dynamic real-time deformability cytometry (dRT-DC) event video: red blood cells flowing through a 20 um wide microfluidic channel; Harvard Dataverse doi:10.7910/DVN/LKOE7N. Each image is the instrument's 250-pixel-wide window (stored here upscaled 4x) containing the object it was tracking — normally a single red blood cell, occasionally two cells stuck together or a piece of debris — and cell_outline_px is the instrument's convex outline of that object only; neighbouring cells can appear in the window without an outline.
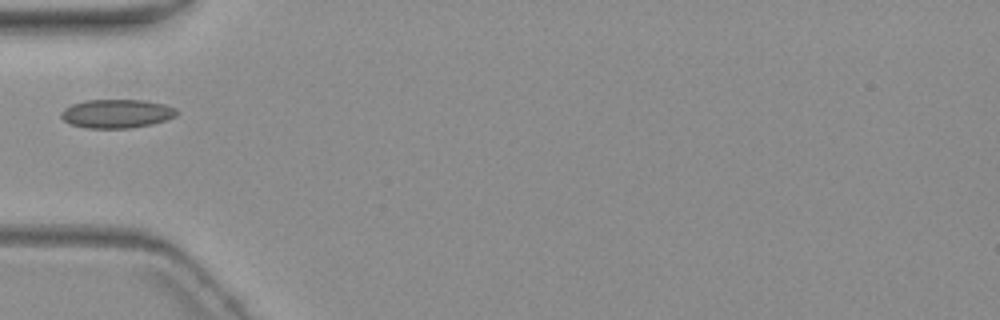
{"species": "common noctule bat (a hibernating species)", "species_latin": "Nyctalus noctula", "temperature_condition": "warm", "stored_images_in_passage": 1, "camera_frame_rate_fps": 3000, "um_per_image_px": 0.085, "animal": {"sex": "female", "body_mass_g": 19.3, "forearm_length_mm": 54.1}, "frame": {"image": 1, "passage_image": 1, "time_ms": 0.0, "image_size_px": [1000, 320], "cell_outline_px": [[180, 112], [176, 116], [152, 124], [128, 128], [88, 128], [72, 124], [64, 120], [60, 116], [60, 112], [64, 108], [72, 104], [84, 100], [144, 100], [164, 104], [176, 108]], "centroid_in_image_um": [9.93, 9.65], "position_along_channel_um": 75.1, "area_um2": 19.36}}